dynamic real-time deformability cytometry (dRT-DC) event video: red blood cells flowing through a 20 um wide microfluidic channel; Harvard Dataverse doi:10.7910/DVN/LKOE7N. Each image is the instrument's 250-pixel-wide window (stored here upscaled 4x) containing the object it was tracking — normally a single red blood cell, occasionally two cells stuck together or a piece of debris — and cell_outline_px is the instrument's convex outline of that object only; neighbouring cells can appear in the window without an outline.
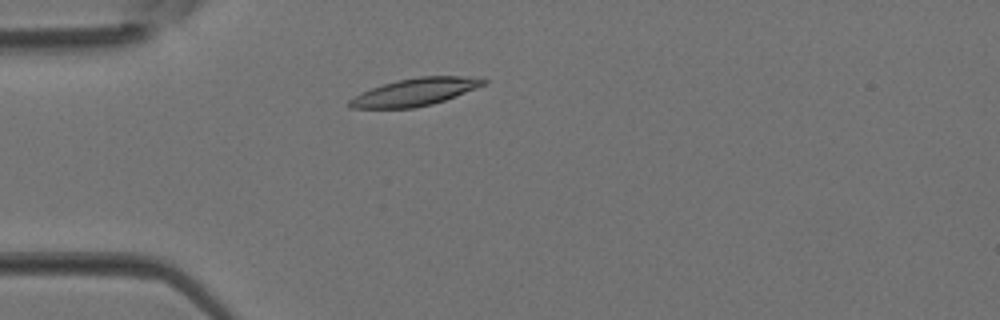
{"species": "Egyptian fruit bat (a non-hibernating species)", "species_latin": "Rousettus aegyptiacus", "temperature_condition": "room temperature", "stored_images_in_passage": 3, "camera_frame_rate_fps": 3000, "um_per_image_px": 0.085, "animal": {"sex": "female"}, "frame": {"image": 1, "passage_image": 3, "time_ms": 0.667, "image_size_px": [1000, 320], "cell_outline_px": [[488, 80], [484, 84], [444, 100], [432, 104], [412, 108], [352, 108], [348, 104], [348, 100], [372, 88], [384, 84], [400, 80], [420, 76], [484, 76]], "centroid_in_image_um": [35.33, 7.81], "position_along_channel_um": 49.7, "area_um2": 21.1}}